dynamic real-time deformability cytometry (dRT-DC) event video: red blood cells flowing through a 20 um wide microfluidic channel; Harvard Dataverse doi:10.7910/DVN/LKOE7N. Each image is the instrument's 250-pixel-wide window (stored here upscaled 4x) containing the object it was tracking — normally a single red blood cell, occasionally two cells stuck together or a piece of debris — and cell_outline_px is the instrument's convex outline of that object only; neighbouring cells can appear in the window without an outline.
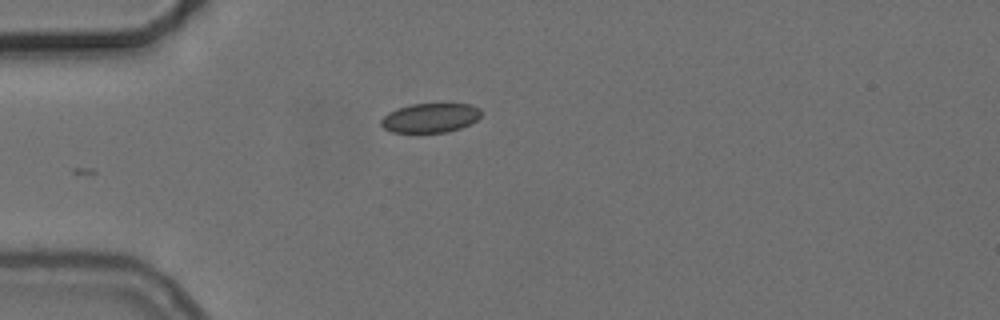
{"species": "common noctule bat (a hibernating species)", "species_latin": "Nyctalus noctula", "temperature_condition": "cold", "stored_images_in_passage": 19, "camera_frame_rate_fps": 3000, "um_per_image_px": 0.085, "animal": {"sex": "female", "body_mass_g": 24.6, "forearm_length_mm": 56.2}, "frame": {"image": 1, "passage_image": 1, "time_ms": 0.0, "image_size_px": [1000, 320], "cell_outline_px": [[480, 116], [476, 120], [460, 128], [448, 132], [392, 132], [384, 128], [380, 124], [380, 120], [388, 112], [396, 108], [412, 104], [468, 104], [480, 108]], "centroid_in_image_um": [36.54, 10.01], "position_along_channel_um": 48.5, "area_um2": 16.99}}
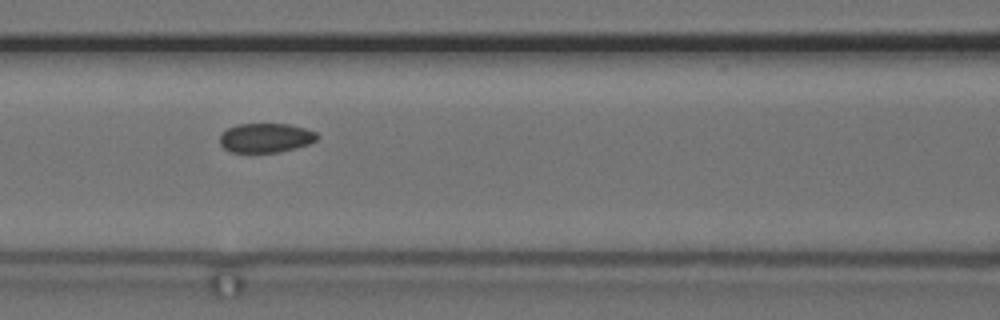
{"frame": {"image": 2, "passage_image": 10, "time_ms": 3.0, "image_size_px": [1000, 320], "cell_outline_px": [[320, 136], [316, 140], [308, 144], [280, 152], [232, 152], [224, 148], [220, 144], [220, 136], [228, 128], [236, 124], [288, 124], [304, 128], [316, 132]], "centroid_in_image_um": [22.59, 11.71], "position_along_channel_um": 144.0, "area_um2": 16.53}}
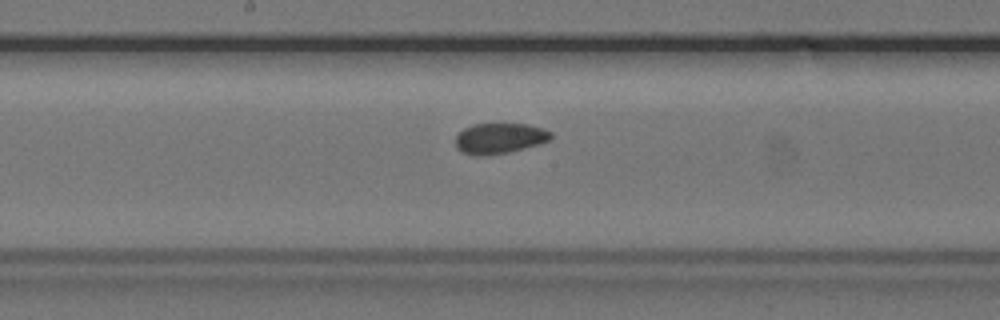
{"frame": {"image": 3, "passage_image": 15, "time_ms": 4.667, "image_size_px": [1000, 320], "cell_outline_px": [[552, 136], [548, 140], [536, 144], [508, 152], [484, 156], [476, 156], [464, 152], [456, 148], [456, 136], [464, 128], [472, 124], [528, 124], [544, 128], [552, 132]], "centroid_in_image_um": [42.44, 11.75], "position_along_channel_um": 205.8, "area_um2": 16.82}}